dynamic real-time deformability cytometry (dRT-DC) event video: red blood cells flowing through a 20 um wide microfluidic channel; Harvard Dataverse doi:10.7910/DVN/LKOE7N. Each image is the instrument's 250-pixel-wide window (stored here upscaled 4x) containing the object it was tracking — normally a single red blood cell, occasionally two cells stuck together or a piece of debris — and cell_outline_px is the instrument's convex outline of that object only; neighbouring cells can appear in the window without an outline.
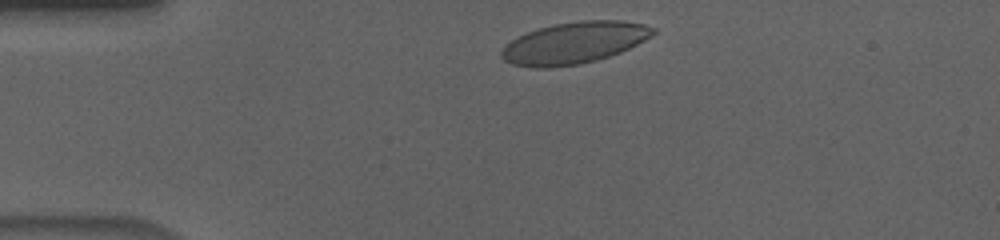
{"species": "human", "species_latin": "Homo sapiens", "temperature_condition": "cold", "stored_images_in_passage": 38, "camera_frame_rate_fps": 3000, "um_per_image_px": 0.085, "donor": {"sex": "male"}, "frame": {"image": 1, "passage_image": 2, "time_ms": 0.333, "image_size_px": [1000, 240], "cell_outline_px": [[656, 32], [644, 40], [620, 52], [596, 60], [580, 64], [548, 68], [532, 68], [512, 64], [504, 60], [500, 56], [500, 52], [504, 44], [528, 32], [540, 28], [556, 24], [580, 20], [620, 20], [644, 24], [656, 28]], "centroid_in_image_um": [48.78, 3.65], "position_along_channel_um": 36.2, "area_um2": 36.65}}
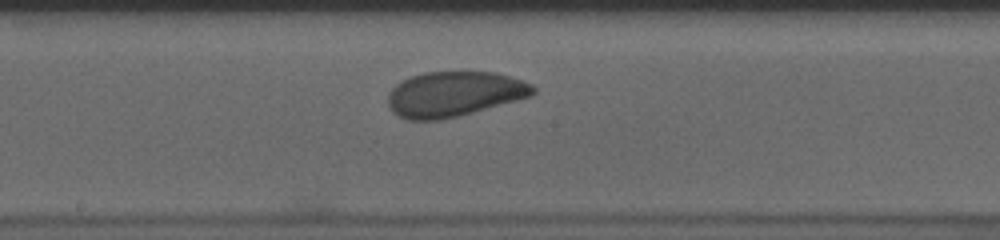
{"frame": {"image": 2, "passage_image": 20, "time_ms": 6.333, "image_size_px": [1000, 240], "cell_outline_px": [[536, 92], [532, 96], [460, 116], [440, 120], [408, 120], [392, 112], [388, 104], [388, 92], [396, 84], [412, 76], [424, 72], [496, 72], [532, 84], [536, 88]], "centroid_in_image_um": [38.61, 8.0], "position_along_channel_um": 209.6, "area_um2": 38.21}}
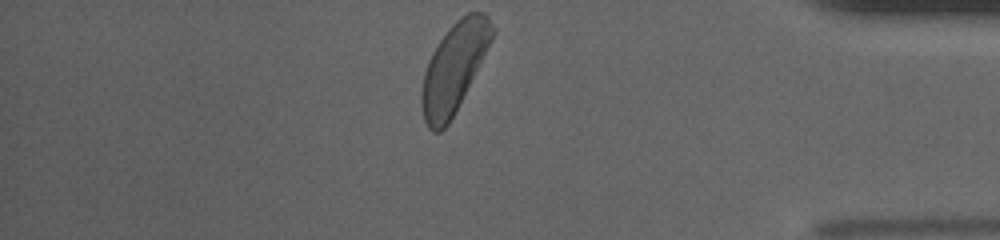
{"frame": {"image": 3, "passage_image": 38, "time_ms": 12.333, "image_size_px": [1000, 240], "cell_outline_px": [[496, 32], [492, 40], [448, 124], [440, 132], [432, 132], [428, 128], [424, 120], [420, 104], [420, 92], [424, 72], [428, 60], [432, 52], [448, 28], [456, 20], [468, 12], [484, 12], [488, 16], [496, 28]], "centroid_in_image_um": [38.57, 5.73], "position_along_channel_um": 396.6, "area_um2": 36.36}, "authors_computed_cell_mechanics": {"area_um2": 37.6856, "velocity_mm_per_s": 3.6069, "shape_relaxation_time_tau1_ms": 2.5034, "shape_relaxation_time_tau2_ms": 2.16, "deformation_change_tau1": 0.1162, "deformation_change_tau2": 0.0689}}